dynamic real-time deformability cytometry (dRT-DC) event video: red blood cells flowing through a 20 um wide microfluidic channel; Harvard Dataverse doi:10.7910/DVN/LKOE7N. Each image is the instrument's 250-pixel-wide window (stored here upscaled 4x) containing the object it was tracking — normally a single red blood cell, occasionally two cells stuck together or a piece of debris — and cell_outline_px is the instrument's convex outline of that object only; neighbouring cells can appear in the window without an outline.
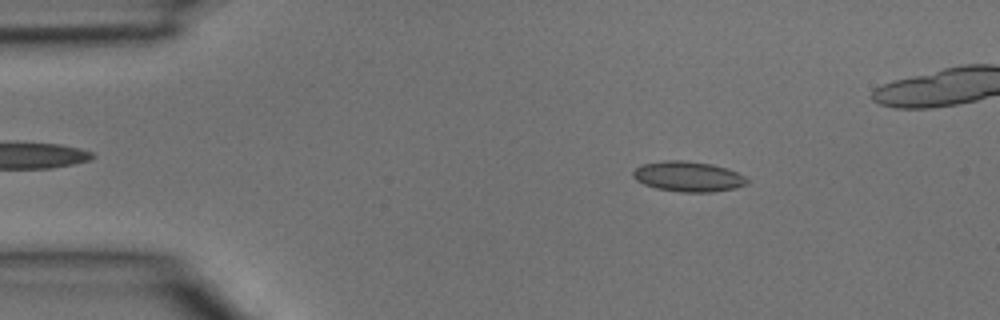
{"species": "common noctule bat (a hibernating species)", "species_latin": "Nyctalus noctula", "temperature_condition": "room temperature", "stored_images_in_passage": 4, "camera_frame_rate_fps": 3000, "um_per_image_px": 0.085, "animal": {"sex": "male", "body_mass_g": 15.6}, "frame": {"image": 1, "passage_image": 2, "time_ms": 0.333, "image_size_px": [1000, 320], "cell_outline_px": [[748, 184], [736, 188], [712, 192], [680, 192], [656, 188], [644, 184], [636, 180], [632, 176], [632, 172], [640, 164], [664, 160], [680, 160], [712, 164], [728, 168], [744, 176], [748, 180]], "centroid_in_image_um": [58.48, 15.0], "position_along_channel_um": 26.5, "area_um2": 20.23}}